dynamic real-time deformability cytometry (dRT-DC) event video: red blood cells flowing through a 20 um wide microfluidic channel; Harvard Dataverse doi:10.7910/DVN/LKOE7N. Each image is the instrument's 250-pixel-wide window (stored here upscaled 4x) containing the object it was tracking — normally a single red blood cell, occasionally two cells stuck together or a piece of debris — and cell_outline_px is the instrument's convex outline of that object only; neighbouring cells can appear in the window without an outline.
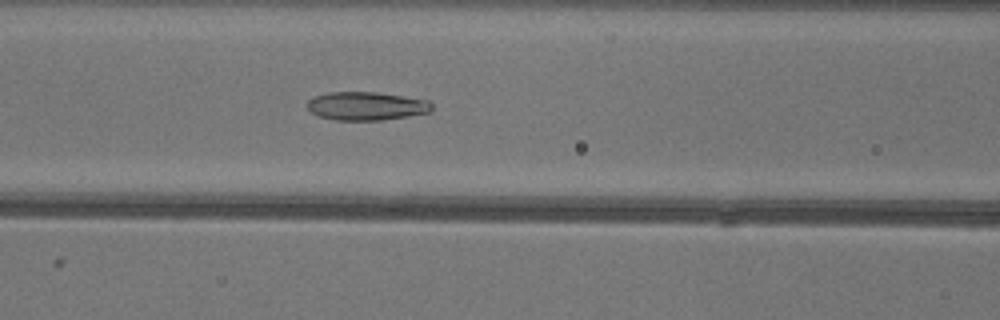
{"species": "common noctule bat (a hibernating species)", "species_latin": "Nyctalus noctula", "temperature_condition": "warm", "stored_images_in_passage": 39, "camera_frame_rate_fps": 3000, "um_per_image_px": 0.085, "animal": {"sex": "female"}, "frame": {"image": 1, "passage_image": 10, "time_ms": 3.0, "image_size_px": [1000, 320], "cell_outline_px": [[432, 112], [384, 120], [336, 120], [320, 116], [312, 112], [308, 108], [308, 100], [312, 96], [328, 92], [376, 92], [404, 96], [428, 100], [432, 104]], "centroid_in_image_um": [31.16, 9.01], "position_along_channel_um": 135.4, "area_um2": 20.69}}
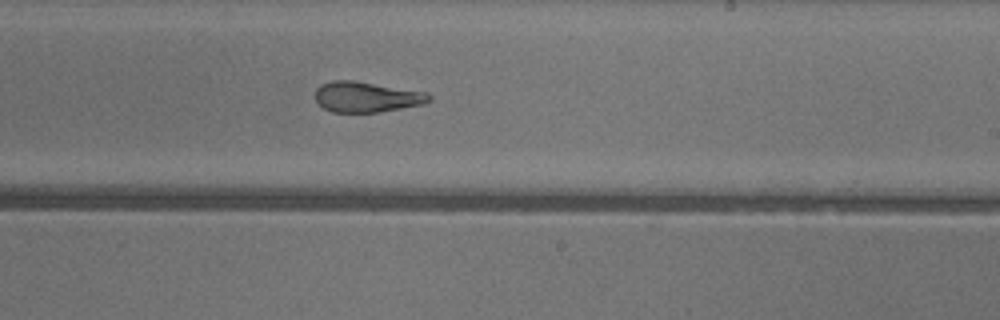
{"frame": {"image": 2, "passage_image": 19, "time_ms": 6.0, "image_size_px": [1000, 320], "cell_outline_px": [[432, 100], [424, 104], [380, 112], [332, 112], [324, 108], [316, 100], [316, 88], [320, 84], [332, 80], [352, 80], [428, 92], [432, 96]], "centroid_in_image_um": [31.19, 8.23], "position_along_channel_um": 257.8, "area_um2": 20.35}}
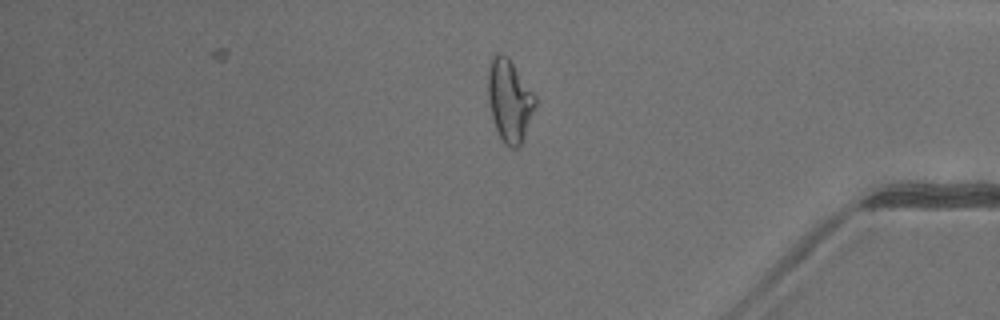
{"frame": {"image": 3, "passage_image": 31, "time_ms": 10.0, "image_size_px": [1000, 320], "cell_outline_px": [[536, 104], [520, 148], [508, 148], [504, 144], [496, 128], [492, 116], [488, 100], [488, 68], [492, 56], [496, 52], [504, 52], [508, 56], [536, 96]], "centroid_in_image_um": [43.3, 8.52], "position_along_channel_um": 391.9, "area_um2": 22.83}, "authors_computed_cell_mechanics": {"area_um2": 21.8484, "velocity_mm_per_s": 4.0856, "shape_relaxation_time_tau1_ms": null, "shape_relaxation_time_tau2_ms": 2.4321, "deformation_change_tau1": null, "deformation_change_tau2": 0.1292}}